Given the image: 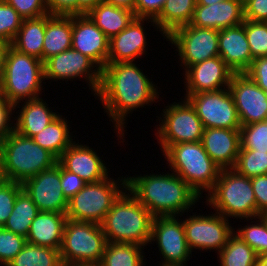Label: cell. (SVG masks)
Returning a JSON list of instances; mask_svg holds the SVG:
<instances>
[{
	"instance_id": "37",
	"label": "cell",
	"mask_w": 267,
	"mask_h": 266,
	"mask_svg": "<svg viewBox=\"0 0 267 266\" xmlns=\"http://www.w3.org/2000/svg\"><path fill=\"white\" fill-rule=\"evenodd\" d=\"M233 169L248 178L267 174V151L240 150Z\"/></svg>"
},
{
	"instance_id": "33",
	"label": "cell",
	"mask_w": 267,
	"mask_h": 266,
	"mask_svg": "<svg viewBox=\"0 0 267 266\" xmlns=\"http://www.w3.org/2000/svg\"><path fill=\"white\" fill-rule=\"evenodd\" d=\"M40 211L25 190H21L16 198L13 211L4 228L15 234L27 237L30 225Z\"/></svg>"
},
{
	"instance_id": "22",
	"label": "cell",
	"mask_w": 267,
	"mask_h": 266,
	"mask_svg": "<svg viewBox=\"0 0 267 266\" xmlns=\"http://www.w3.org/2000/svg\"><path fill=\"white\" fill-rule=\"evenodd\" d=\"M219 57L235 73H245L253 62L245 33V21L219 30Z\"/></svg>"
},
{
	"instance_id": "21",
	"label": "cell",
	"mask_w": 267,
	"mask_h": 266,
	"mask_svg": "<svg viewBox=\"0 0 267 266\" xmlns=\"http://www.w3.org/2000/svg\"><path fill=\"white\" fill-rule=\"evenodd\" d=\"M88 144L74 141L61 155L58 162L68 171L75 173L87 183H96L107 178L109 168Z\"/></svg>"
},
{
	"instance_id": "49",
	"label": "cell",
	"mask_w": 267,
	"mask_h": 266,
	"mask_svg": "<svg viewBox=\"0 0 267 266\" xmlns=\"http://www.w3.org/2000/svg\"><path fill=\"white\" fill-rule=\"evenodd\" d=\"M244 17L249 21L267 22V0H248L244 3Z\"/></svg>"
},
{
	"instance_id": "43",
	"label": "cell",
	"mask_w": 267,
	"mask_h": 266,
	"mask_svg": "<svg viewBox=\"0 0 267 266\" xmlns=\"http://www.w3.org/2000/svg\"><path fill=\"white\" fill-rule=\"evenodd\" d=\"M24 19L39 18L48 14L46 0H4Z\"/></svg>"
},
{
	"instance_id": "2",
	"label": "cell",
	"mask_w": 267,
	"mask_h": 266,
	"mask_svg": "<svg viewBox=\"0 0 267 266\" xmlns=\"http://www.w3.org/2000/svg\"><path fill=\"white\" fill-rule=\"evenodd\" d=\"M126 176L128 191L154 217H182L185 212L192 211L200 200L199 195L173 172Z\"/></svg>"
},
{
	"instance_id": "24",
	"label": "cell",
	"mask_w": 267,
	"mask_h": 266,
	"mask_svg": "<svg viewBox=\"0 0 267 266\" xmlns=\"http://www.w3.org/2000/svg\"><path fill=\"white\" fill-rule=\"evenodd\" d=\"M245 21L241 0H227L212 5H196L189 25L221 30Z\"/></svg>"
},
{
	"instance_id": "5",
	"label": "cell",
	"mask_w": 267,
	"mask_h": 266,
	"mask_svg": "<svg viewBox=\"0 0 267 266\" xmlns=\"http://www.w3.org/2000/svg\"><path fill=\"white\" fill-rule=\"evenodd\" d=\"M168 171L177 174L203 198L214 188L221 168L209 157L201 141L171 145L162 154Z\"/></svg>"
},
{
	"instance_id": "32",
	"label": "cell",
	"mask_w": 267,
	"mask_h": 266,
	"mask_svg": "<svg viewBox=\"0 0 267 266\" xmlns=\"http://www.w3.org/2000/svg\"><path fill=\"white\" fill-rule=\"evenodd\" d=\"M145 247L134 243L107 242L98 266H145Z\"/></svg>"
},
{
	"instance_id": "42",
	"label": "cell",
	"mask_w": 267,
	"mask_h": 266,
	"mask_svg": "<svg viewBox=\"0 0 267 266\" xmlns=\"http://www.w3.org/2000/svg\"><path fill=\"white\" fill-rule=\"evenodd\" d=\"M23 189L22 183L4 179L0 182V227H4L13 207L18 193Z\"/></svg>"
},
{
	"instance_id": "48",
	"label": "cell",
	"mask_w": 267,
	"mask_h": 266,
	"mask_svg": "<svg viewBox=\"0 0 267 266\" xmlns=\"http://www.w3.org/2000/svg\"><path fill=\"white\" fill-rule=\"evenodd\" d=\"M46 6L50 15H78V0H46Z\"/></svg>"
},
{
	"instance_id": "34",
	"label": "cell",
	"mask_w": 267,
	"mask_h": 266,
	"mask_svg": "<svg viewBox=\"0 0 267 266\" xmlns=\"http://www.w3.org/2000/svg\"><path fill=\"white\" fill-rule=\"evenodd\" d=\"M217 256L220 266H255L258 263L256 252L235 233Z\"/></svg>"
},
{
	"instance_id": "25",
	"label": "cell",
	"mask_w": 267,
	"mask_h": 266,
	"mask_svg": "<svg viewBox=\"0 0 267 266\" xmlns=\"http://www.w3.org/2000/svg\"><path fill=\"white\" fill-rule=\"evenodd\" d=\"M48 105L49 104H47L46 100H43L42 97L21 101L15 104L13 106V113L16 112V115L14 114L13 129L26 137H32L41 132L59 115L58 112H53ZM16 108H19L18 112Z\"/></svg>"
},
{
	"instance_id": "35",
	"label": "cell",
	"mask_w": 267,
	"mask_h": 266,
	"mask_svg": "<svg viewBox=\"0 0 267 266\" xmlns=\"http://www.w3.org/2000/svg\"><path fill=\"white\" fill-rule=\"evenodd\" d=\"M59 250L27 242L7 266H61Z\"/></svg>"
},
{
	"instance_id": "17",
	"label": "cell",
	"mask_w": 267,
	"mask_h": 266,
	"mask_svg": "<svg viewBox=\"0 0 267 266\" xmlns=\"http://www.w3.org/2000/svg\"><path fill=\"white\" fill-rule=\"evenodd\" d=\"M228 88L241 126L267 120V93L245 73L234 74Z\"/></svg>"
},
{
	"instance_id": "44",
	"label": "cell",
	"mask_w": 267,
	"mask_h": 266,
	"mask_svg": "<svg viewBox=\"0 0 267 266\" xmlns=\"http://www.w3.org/2000/svg\"><path fill=\"white\" fill-rule=\"evenodd\" d=\"M61 187L62 192L67 200L71 199L75 194H77L87 182L81 179L75 173L66 170L61 165Z\"/></svg>"
},
{
	"instance_id": "7",
	"label": "cell",
	"mask_w": 267,
	"mask_h": 266,
	"mask_svg": "<svg viewBox=\"0 0 267 266\" xmlns=\"http://www.w3.org/2000/svg\"><path fill=\"white\" fill-rule=\"evenodd\" d=\"M206 195V205L226 219L257 217V204L251 178L233 168L221 169L214 188Z\"/></svg>"
},
{
	"instance_id": "9",
	"label": "cell",
	"mask_w": 267,
	"mask_h": 266,
	"mask_svg": "<svg viewBox=\"0 0 267 266\" xmlns=\"http://www.w3.org/2000/svg\"><path fill=\"white\" fill-rule=\"evenodd\" d=\"M108 176L96 183H87L68 200L67 219L101 224L113 202L126 189V176Z\"/></svg>"
},
{
	"instance_id": "52",
	"label": "cell",
	"mask_w": 267,
	"mask_h": 266,
	"mask_svg": "<svg viewBox=\"0 0 267 266\" xmlns=\"http://www.w3.org/2000/svg\"><path fill=\"white\" fill-rule=\"evenodd\" d=\"M9 43L0 39V82L2 80L3 72H4V66H5V57L7 50L9 48Z\"/></svg>"
},
{
	"instance_id": "31",
	"label": "cell",
	"mask_w": 267,
	"mask_h": 266,
	"mask_svg": "<svg viewBox=\"0 0 267 266\" xmlns=\"http://www.w3.org/2000/svg\"><path fill=\"white\" fill-rule=\"evenodd\" d=\"M197 0H167L154 19L157 28L166 39L174 30L189 24L192 20Z\"/></svg>"
},
{
	"instance_id": "29",
	"label": "cell",
	"mask_w": 267,
	"mask_h": 266,
	"mask_svg": "<svg viewBox=\"0 0 267 266\" xmlns=\"http://www.w3.org/2000/svg\"><path fill=\"white\" fill-rule=\"evenodd\" d=\"M46 31V15L24 19L10 45L18 51L39 58L43 62V41Z\"/></svg>"
},
{
	"instance_id": "10",
	"label": "cell",
	"mask_w": 267,
	"mask_h": 266,
	"mask_svg": "<svg viewBox=\"0 0 267 266\" xmlns=\"http://www.w3.org/2000/svg\"><path fill=\"white\" fill-rule=\"evenodd\" d=\"M164 106L155 135L163 153L168 147L178 143L199 142L202 139L204 127L195 109L184 98ZM162 116V117H161ZM160 118V119H159ZM159 126V127H158Z\"/></svg>"
},
{
	"instance_id": "41",
	"label": "cell",
	"mask_w": 267,
	"mask_h": 266,
	"mask_svg": "<svg viewBox=\"0 0 267 266\" xmlns=\"http://www.w3.org/2000/svg\"><path fill=\"white\" fill-rule=\"evenodd\" d=\"M26 243V237L0 227V266H7Z\"/></svg>"
},
{
	"instance_id": "28",
	"label": "cell",
	"mask_w": 267,
	"mask_h": 266,
	"mask_svg": "<svg viewBox=\"0 0 267 266\" xmlns=\"http://www.w3.org/2000/svg\"><path fill=\"white\" fill-rule=\"evenodd\" d=\"M87 15L111 39L124 30L135 18L133 10L101 1Z\"/></svg>"
},
{
	"instance_id": "54",
	"label": "cell",
	"mask_w": 267,
	"mask_h": 266,
	"mask_svg": "<svg viewBox=\"0 0 267 266\" xmlns=\"http://www.w3.org/2000/svg\"><path fill=\"white\" fill-rule=\"evenodd\" d=\"M227 0H197L196 5H212L214 3L224 2Z\"/></svg>"
},
{
	"instance_id": "30",
	"label": "cell",
	"mask_w": 267,
	"mask_h": 266,
	"mask_svg": "<svg viewBox=\"0 0 267 266\" xmlns=\"http://www.w3.org/2000/svg\"><path fill=\"white\" fill-rule=\"evenodd\" d=\"M69 121L59 114L41 132L32 136V140L43 149L48 150L57 159L74 142L75 136L70 132Z\"/></svg>"
},
{
	"instance_id": "20",
	"label": "cell",
	"mask_w": 267,
	"mask_h": 266,
	"mask_svg": "<svg viewBox=\"0 0 267 266\" xmlns=\"http://www.w3.org/2000/svg\"><path fill=\"white\" fill-rule=\"evenodd\" d=\"M110 39L87 14L72 16V49L92 59L101 69L107 64Z\"/></svg>"
},
{
	"instance_id": "58",
	"label": "cell",
	"mask_w": 267,
	"mask_h": 266,
	"mask_svg": "<svg viewBox=\"0 0 267 266\" xmlns=\"http://www.w3.org/2000/svg\"><path fill=\"white\" fill-rule=\"evenodd\" d=\"M0 156H1V140H0ZM1 165V164H0Z\"/></svg>"
},
{
	"instance_id": "26",
	"label": "cell",
	"mask_w": 267,
	"mask_h": 266,
	"mask_svg": "<svg viewBox=\"0 0 267 266\" xmlns=\"http://www.w3.org/2000/svg\"><path fill=\"white\" fill-rule=\"evenodd\" d=\"M66 221V214L39 212L30 225L27 242L60 249Z\"/></svg>"
},
{
	"instance_id": "23",
	"label": "cell",
	"mask_w": 267,
	"mask_h": 266,
	"mask_svg": "<svg viewBox=\"0 0 267 266\" xmlns=\"http://www.w3.org/2000/svg\"><path fill=\"white\" fill-rule=\"evenodd\" d=\"M201 143L221 169L233 168L241 148L240 129L206 128Z\"/></svg>"
},
{
	"instance_id": "16",
	"label": "cell",
	"mask_w": 267,
	"mask_h": 266,
	"mask_svg": "<svg viewBox=\"0 0 267 266\" xmlns=\"http://www.w3.org/2000/svg\"><path fill=\"white\" fill-rule=\"evenodd\" d=\"M61 164L41 171L26 179L23 190L31 197L40 212H57L66 214L68 200L61 187Z\"/></svg>"
},
{
	"instance_id": "1",
	"label": "cell",
	"mask_w": 267,
	"mask_h": 266,
	"mask_svg": "<svg viewBox=\"0 0 267 266\" xmlns=\"http://www.w3.org/2000/svg\"><path fill=\"white\" fill-rule=\"evenodd\" d=\"M139 66L135 61L106 64L95 95L114 124L112 126L120 141L125 140L128 114L130 116L138 108L152 105L160 96L161 91L158 92L153 80Z\"/></svg>"
},
{
	"instance_id": "12",
	"label": "cell",
	"mask_w": 267,
	"mask_h": 266,
	"mask_svg": "<svg viewBox=\"0 0 267 266\" xmlns=\"http://www.w3.org/2000/svg\"><path fill=\"white\" fill-rule=\"evenodd\" d=\"M185 99L195 109L204 129H240L241 122L229 88L218 91L185 94Z\"/></svg>"
},
{
	"instance_id": "46",
	"label": "cell",
	"mask_w": 267,
	"mask_h": 266,
	"mask_svg": "<svg viewBox=\"0 0 267 266\" xmlns=\"http://www.w3.org/2000/svg\"><path fill=\"white\" fill-rule=\"evenodd\" d=\"M245 74L267 93V56L254 59Z\"/></svg>"
},
{
	"instance_id": "14",
	"label": "cell",
	"mask_w": 267,
	"mask_h": 266,
	"mask_svg": "<svg viewBox=\"0 0 267 266\" xmlns=\"http://www.w3.org/2000/svg\"><path fill=\"white\" fill-rule=\"evenodd\" d=\"M152 242L158 245L162 258L160 266H186V262L192 257L193 253L185 237L183 219L179 216L154 217L150 244Z\"/></svg>"
},
{
	"instance_id": "15",
	"label": "cell",
	"mask_w": 267,
	"mask_h": 266,
	"mask_svg": "<svg viewBox=\"0 0 267 266\" xmlns=\"http://www.w3.org/2000/svg\"><path fill=\"white\" fill-rule=\"evenodd\" d=\"M101 73L102 69L92 59L72 48L44 62L45 81H73L82 77L94 96L101 85Z\"/></svg>"
},
{
	"instance_id": "53",
	"label": "cell",
	"mask_w": 267,
	"mask_h": 266,
	"mask_svg": "<svg viewBox=\"0 0 267 266\" xmlns=\"http://www.w3.org/2000/svg\"><path fill=\"white\" fill-rule=\"evenodd\" d=\"M103 2L133 10L136 0H102Z\"/></svg>"
},
{
	"instance_id": "39",
	"label": "cell",
	"mask_w": 267,
	"mask_h": 266,
	"mask_svg": "<svg viewBox=\"0 0 267 266\" xmlns=\"http://www.w3.org/2000/svg\"><path fill=\"white\" fill-rule=\"evenodd\" d=\"M245 33L252 59L267 56V22L245 19Z\"/></svg>"
},
{
	"instance_id": "8",
	"label": "cell",
	"mask_w": 267,
	"mask_h": 266,
	"mask_svg": "<svg viewBox=\"0 0 267 266\" xmlns=\"http://www.w3.org/2000/svg\"><path fill=\"white\" fill-rule=\"evenodd\" d=\"M107 245L101 224L67 219L60 259L62 264L98 266Z\"/></svg>"
},
{
	"instance_id": "57",
	"label": "cell",
	"mask_w": 267,
	"mask_h": 266,
	"mask_svg": "<svg viewBox=\"0 0 267 266\" xmlns=\"http://www.w3.org/2000/svg\"><path fill=\"white\" fill-rule=\"evenodd\" d=\"M61 266H80V265H68V264H62Z\"/></svg>"
},
{
	"instance_id": "45",
	"label": "cell",
	"mask_w": 267,
	"mask_h": 266,
	"mask_svg": "<svg viewBox=\"0 0 267 266\" xmlns=\"http://www.w3.org/2000/svg\"><path fill=\"white\" fill-rule=\"evenodd\" d=\"M257 204V217L267 216V174L251 178Z\"/></svg>"
},
{
	"instance_id": "3",
	"label": "cell",
	"mask_w": 267,
	"mask_h": 266,
	"mask_svg": "<svg viewBox=\"0 0 267 266\" xmlns=\"http://www.w3.org/2000/svg\"><path fill=\"white\" fill-rule=\"evenodd\" d=\"M154 216L126 188L113 202L101 227L107 242L150 244Z\"/></svg>"
},
{
	"instance_id": "27",
	"label": "cell",
	"mask_w": 267,
	"mask_h": 266,
	"mask_svg": "<svg viewBox=\"0 0 267 266\" xmlns=\"http://www.w3.org/2000/svg\"><path fill=\"white\" fill-rule=\"evenodd\" d=\"M72 47V16L46 15L43 63Z\"/></svg>"
},
{
	"instance_id": "13",
	"label": "cell",
	"mask_w": 267,
	"mask_h": 266,
	"mask_svg": "<svg viewBox=\"0 0 267 266\" xmlns=\"http://www.w3.org/2000/svg\"><path fill=\"white\" fill-rule=\"evenodd\" d=\"M189 215L183 220L185 237L192 252L195 250L211 251L217 254L227 244L228 239L234 233V228L229 219L219 213L209 215Z\"/></svg>"
},
{
	"instance_id": "51",
	"label": "cell",
	"mask_w": 267,
	"mask_h": 266,
	"mask_svg": "<svg viewBox=\"0 0 267 266\" xmlns=\"http://www.w3.org/2000/svg\"><path fill=\"white\" fill-rule=\"evenodd\" d=\"M102 0H78V15L87 14L93 7H95Z\"/></svg>"
},
{
	"instance_id": "50",
	"label": "cell",
	"mask_w": 267,
	"mask_h": 266,
	"mask_svg": "<svg viewBox=\"0 0 267 266\" xmlns=\"http://www.w3.org/2000/svg\"><path fill=\"white\" fill-rule=\"evenodd\" d=\"M13 105L0 93V140L13 130Z\"/></svg>"
},
{
	"instance_id": "6",
	"label": "cell",
	"mask_w": 267,
	"mask_h": 266,
	"mask_svg": "<svg viewBox=\"0 0 267 266\" xmlns=\"http://www.w3.org/2000/svg\"><path fill=\"white\" fill-rule=\"evenodd\" d=\"M44 80V63L9 45L0 82V93L11 105L41 97Z\"/></svg>"
},
{
	"instance_id": "55",
	"label": "cell",
	"mask_w": 267,
	"mask_h": 266,
	"mask_svg": "<svg viewBox=\"0 0 267 266\" xmlns=\"http://www.w3.org/2000/svg\"><path fill=\"white\" fill-rule=\"evenodd\" d=\"M258 263H259L261 266H267V253L258 256Z\"/></svg>"
},
{
	"instance_id": "40",
	"label": "cell",
	"mask_w": 267,
	"mask_h": 266,
	"mask_svg": "<svg viewBox=\"0 0 267 266\" xmlns=\"http://www.w3.org/2000/svg\"><path fill=\"white\" fill-rule=\"evenodd\" d=\"M24 18L4 0L0 1V39L8 42L13 41L19 31Z\"/></svg>"
},
{
	"instance_id": "36",
	"label": "cell",
	"mask_w": 267,
	"mask_h": 266,
	"mask_svg": "<svg viewBox=\"0 0 267 266\" xmlns=\"http://www.w3.org/2000/svg\"><path fill=\"white\" fill-rule=\"evenodd\" d=\"M254 219V220H253ZM251 224L241 226L234 233L245 241L258 256L267 253V216L244 219ZM253 220V221H252ZM256 220V221H255ZM255 221V222H254ZM254 223V224H253Z\"/></svg>"
},
{
	"instance_id": "4",
	"label": "cell",
	"mask_w": 267,
	"mask_h": 266,
	"mask_svg": "<svg viewBox=\"0 0 267 266\" xmlns=\"http://www.w3.org/2000/svg\"><path fill=\"white\" fill-rule=\"evenodd\" d=\"M57 162L52 153L14 129L1 140L0 164L4 179L23 183Z\"/></svg>"
},
{
	"instance_id": "38",
	"label": "cell",
	"mask_w": 267,
	"mask_h": 266,
	"mask_svg": "<svg viewBox=\"0 0 267 266\" xmlns=\"http://www.w3.org/2000/svg\"><path fill=\"white\" fill-rule=\"evenodd\" d=\"M240 144V150L267 151V120L242 125Z\"/></svg>"
},
{
	"instance_id": "59",
	"label": "cell",
	"mask_w": 267,
	"mask_h": 266,
	"mask_svg": "<svg viewBox=\"0 0 267 266\" xmlns=\"http://www.w3.org/2000/svg\"><path fill=\"white\" fill-rule=\"evenodd\" d=\"M246 1H248V0H241V2L244 4Z\"/></svg>"
},
{
	"instance_id": "18",
	"label": "cell",
	"mask_w": 267,
	"mask_h": 266,
	"mask_svg": "<svg viewBox=\"0 0 267 266\" xmlns=\"http://www.w3.org/2000/svg\"><path fill=\"white\" fill-rule=\"evenodd\" d=\"M183 73L186 94L228 88L235 74L219 56L191 65Z\"/></svg>"
},
{
	"instance_id": "19",
	"label": "cell",
	"mask_w": 267,
	"mask_h": 266,
	"mask_svg": "<svg viewBox=\"0 0 267 266\" xmlns=\"http://www.w3.org/2000/svg\"><path fill=\"white\" fill-rule=\"evenodd\" d=\"M144 22H151L155 26L153 28L159 31L154 19L135 17L124 30L110 39L107 64L136 61L146 55L148 39Z\"/></svg>"
},
{
	"instance_id": "11",
	"label": "cell",
	"mask_w": 267,
	"mask_h": 266,
	"mask_svg": "<svg viewBox=\"0 0 267 266\" xmlns=\"http://www.w3.org/2000/svg\"><path fill=\"white\" fill-rule=\"evenodd\" d=\"M166 39L177 48L183 72L191 65L219 56V30L216 29L187 24L174 30Z\"/></svg>"
},
{
	"instance_id": "56",
	"label": "cell",
	"mask_w": 267,
	"mask_h": 266,
	"mask_svg": "<svg viewBox=\"0 0 267 266\" xmlns=\"http://www.w3.org/2000/svg\"><path fill=\"white\" fill-rule=\"evenodd\" d=\"M4 180L3 173H2V168L0 165V182Z\"/></svg>"
},
{
	"instance_id": "47",
	"label": "cell",
	"mask_w": 267,
	"mask_h": 266,
	"mask_svg": "<svg viewBox=\"0 0 267 266\" xmlns=\"http://www.w3.org/2000/svg\"><path fill=\"white\" fill-rule=\"evenodd\" d=\"M167 0H136L133 8L135 17L155 19Z\"/></svg>"
}]
</instances>
